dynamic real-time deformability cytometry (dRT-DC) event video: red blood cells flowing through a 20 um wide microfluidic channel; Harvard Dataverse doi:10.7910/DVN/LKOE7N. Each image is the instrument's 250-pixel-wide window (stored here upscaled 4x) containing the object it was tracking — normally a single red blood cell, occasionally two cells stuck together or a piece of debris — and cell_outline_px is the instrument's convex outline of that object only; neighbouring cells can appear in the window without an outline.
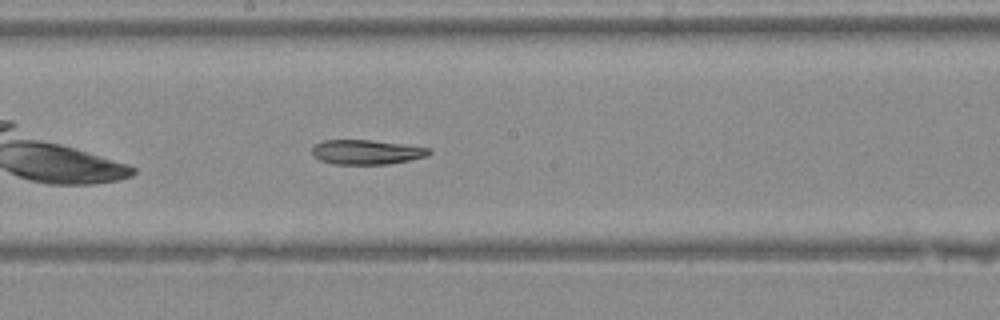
{"species": "Egyptian fruit bat (a non-hibernating species)", "species_latin": "Rousettus aegyptiacus", "temperature_condition": "warm", "stored_images_in_passage": 24, "camera_frame_rate_fps": 3000, "um_per_image_px": 0.085, "animal": {"sex": "female"}, "frame": {"image": 1, "passage_image": 11, "time_ms": 3.333, "image_size_px": [1000, 320], "cell_outline_px": [[432, 152], [428, 156], [388, 164], [332, 164], [320, 160], [312, 156], [312, 148], [316, 144], [324, 140], [372, 140], [432, 148]], "centroid_in_image_um": [31.16, 12.93], "position_along_channel_um": 217.0, "area_um2": 16.82}}
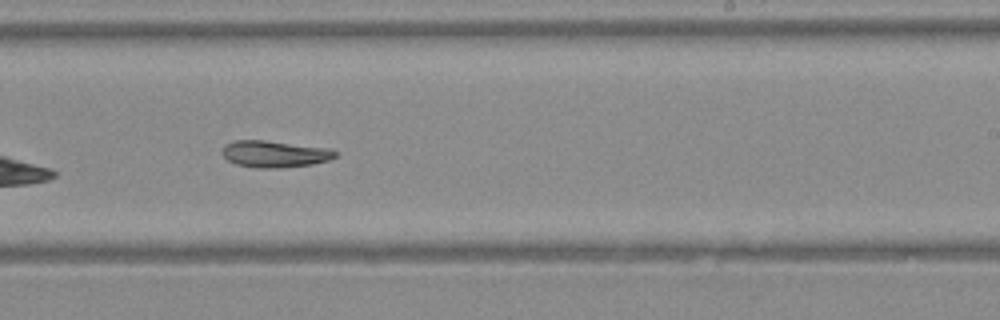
{"frame": {"image": 2, "passage_image": 14, "time_ms": 4.333, "image_size_px": [1000, 320], "cell_outline_px": [[336, 156], [328, 160], [312, 164], [280, 168], [256, 168], [236, 164], [228, 160], [220, 152], [224, 144], [232, 140], [264, 140], [328, 148], [336, 152]], "centroid_in_image_um": [23.28, 13.08], "position_along_channel_um": 265.7, "area_um2": 17.63}}
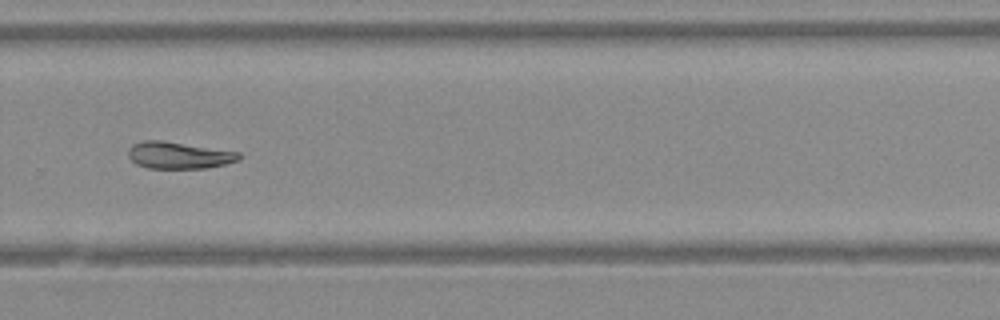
{"frame": {"image": 3, "passage_image": 17, "time_ms": 5.333, "image_size_px": [1000, 320], "cell_outline_px": [[240, 160], [208, 168], [148, 168], [136, 164], [128, 156], [128, 148], [132, 144], [144, 140], [160, 140], [240, 152]], "centroid_in_image_um": [15.18, 13.2], "position_along_channel_um": 314.6, "area_um2": 17.28}}